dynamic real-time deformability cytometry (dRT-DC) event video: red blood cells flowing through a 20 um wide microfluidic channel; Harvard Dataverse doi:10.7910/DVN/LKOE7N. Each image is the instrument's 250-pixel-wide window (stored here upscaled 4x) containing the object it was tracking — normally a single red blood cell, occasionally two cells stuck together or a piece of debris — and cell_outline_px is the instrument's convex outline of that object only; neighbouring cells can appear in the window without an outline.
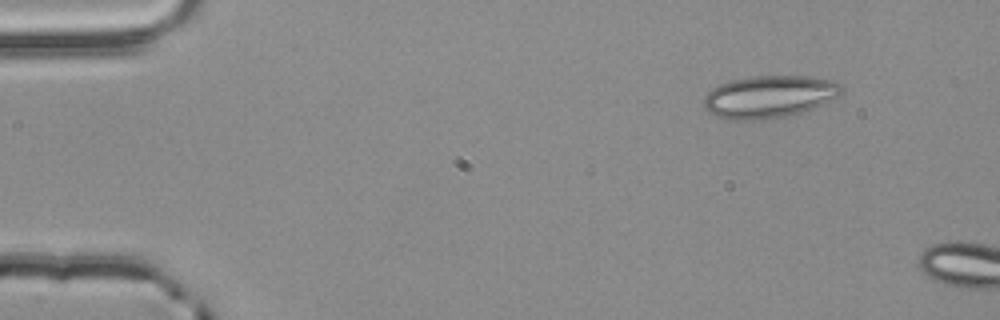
{"species": "common noctule bat (a hibernating species)", "species_latin": "Nyctalus noctula", "temperature_condition": "room temperature", "stored_images_in_passage": 4, "camera_frame_rate_fps": 3000, "um_per_image_px": 0.085, "animal": {"sex": "male", "body_mass_g": 20.4}, "frame": {"image": 1, "passage_image": 1, "time_ms": 0.0, "image_size_px": [1000, 320], "cell_outline_px": [[844, 92], [804, 112], [784, 116], [760, 120], [732, 120], [716, 116], [708, 112], [704, 108], [704, 96], [712, 88], [720, 84], [732, 80], [748, 76], [808, 76], [836, 80], [844, 88]], "centroid_in_image_um": [65.37, 8.21], "position_along_channel_um": 19.6, "area_um2": 34.1}}